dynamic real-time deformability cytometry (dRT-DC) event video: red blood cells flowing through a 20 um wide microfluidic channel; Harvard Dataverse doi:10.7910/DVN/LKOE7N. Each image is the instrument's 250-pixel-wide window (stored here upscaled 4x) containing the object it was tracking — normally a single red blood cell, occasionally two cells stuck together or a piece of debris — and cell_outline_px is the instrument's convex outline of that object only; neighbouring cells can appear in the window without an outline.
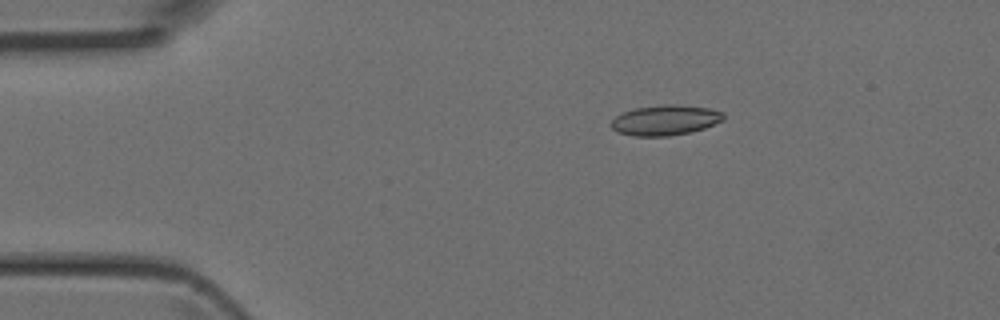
{"species": "Egyptian fruit bat (a non-hibernating species)", "species_latin": "Rousettus aegyptiacus", "temperature_condition": "room temperature", "stored_images_in_passage": 4, "camera_frame_rate_fps": 3000, "um_per_image_px": 0.085, "animal": {"sex": "female"}, "frame": {"image": 1, "passage_image": 2, "time_ms": 0.333, "image_size_px": [1000, 320], "cell_outline_px": [[724, 120], [704, 128], [688, 132], [668, 136], [632, 136], [616, 132], [608, 124], [616, 116], [632, 108], [668, 104], [680, 104], [708, 108], [724, 112]], "centroid_in_image_um": [56.52, 10.21], "position_along_channel_um": 28.5, "area_um2": 19.94}}
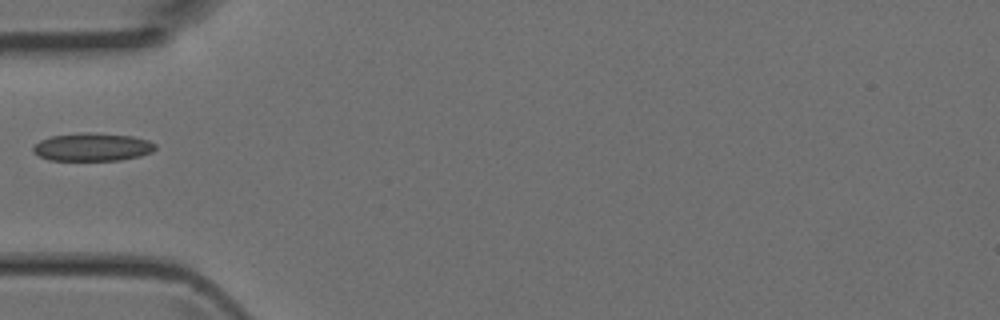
{"frame": {"image": 2, "passage_image": 4, "time_ms": 1.0, "image_size_px": [1000, 320], "cell_outline_px": [[156, 148], [152, 152], [140, 156], [120, 160], [48, 160], [32, 152], [32, 148], [40, 140], [52, 136], [80, 132], [88, 132], [132, 136], [148, 140], [156, 144]], "centroid_in_image_um": [7.85, 12.49], "position_along_channel_um": 77.1, "area_um2": 20.0}}